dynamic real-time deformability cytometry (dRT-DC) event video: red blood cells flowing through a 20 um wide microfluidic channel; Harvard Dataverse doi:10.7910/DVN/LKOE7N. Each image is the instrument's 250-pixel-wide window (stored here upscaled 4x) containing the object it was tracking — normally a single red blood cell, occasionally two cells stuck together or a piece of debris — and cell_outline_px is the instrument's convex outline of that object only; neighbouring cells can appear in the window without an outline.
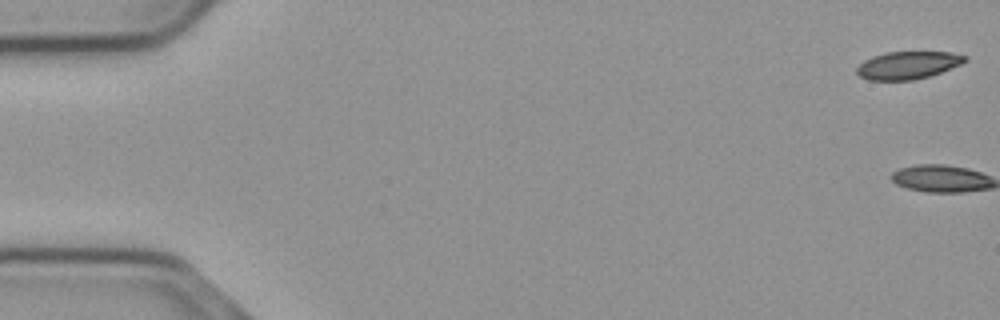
{"species": "common noctule bat (a hibernating species)", "species_latin": "Nyctalus noctula", "temperature_condition": "cold", "stored_images_in_passage": 2, "camera_frame_rate_fps": 3000, "um_per_image_px": 0.085, "animal": {"sex": "male", "body_mass_g": 23.1, "forearm_length_mm": 52.7}, "frame": {"image": 1, "passage_image": 1, "time_ms": 0.0, "image_size_px": [1000, 320], "cell_outline_px": [[968, 60], [960, 64], [940, 72], [928, 76], [912, 80], [868, 80], [860, 76], [856, 72], [856, 68], [864, 60], [872, 56], [884, 52], [952, 52], [968, 56]], "centroid_in_image_um": [77.15, 5.53], "position_along_channel_um": 7.8, "area_um2": 17.4}}